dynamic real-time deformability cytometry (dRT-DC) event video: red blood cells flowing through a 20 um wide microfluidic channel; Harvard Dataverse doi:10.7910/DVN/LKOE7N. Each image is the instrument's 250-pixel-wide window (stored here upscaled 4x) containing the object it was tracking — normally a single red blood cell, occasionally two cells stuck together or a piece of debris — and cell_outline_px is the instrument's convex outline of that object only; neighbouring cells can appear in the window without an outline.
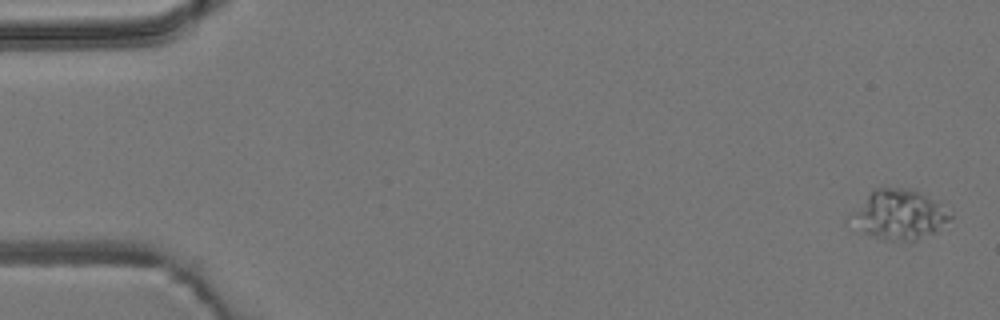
{"species": "common noctule bat (a hibernating species)", "species_latin": "Nyctalus noctula", "temperature_condition": "room temperature", "stored_images_in_passage": 7, "camera_frame_rate_fps": 3000, "um_per_image_px": 0.085, "animal": {"sex": "male", "body_mass_g": 19.2, "forearm_length_mm": 51.8}, "frame": {"image": 1, "passage_image": 1, "time_ms": 0.0, "image_size_px": [1000, 320], "cell_outline_px": [[952, 216], [936, 232], [912, 244], [884, 240], [864, 232], [848, 216], [872, 188], [912, 188], [940, 200], [952, 212]], "centroid_in_image_um": [76.51, 18.24], "position_along_channel_um": 8.5, "area_um2": 29.65}}
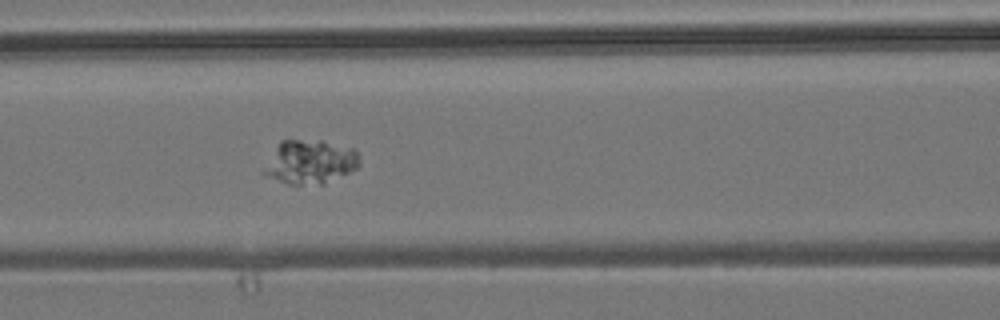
{"frame": {"image": 2, "passage_image": 7, "time_ms": 7.0, "image_size_px": [1000, 320], "cell_outline_px": [[360, 164], [356, 168], [324, 184], [288, 184], [264, 176], [260, 172], [280, 140], [320, 140], [352, 148], [360, 156]], "centroid_in_image_um": [26.31, 13.77], "position_along_channel_um": 140.3, "area_um2": 24.51}}